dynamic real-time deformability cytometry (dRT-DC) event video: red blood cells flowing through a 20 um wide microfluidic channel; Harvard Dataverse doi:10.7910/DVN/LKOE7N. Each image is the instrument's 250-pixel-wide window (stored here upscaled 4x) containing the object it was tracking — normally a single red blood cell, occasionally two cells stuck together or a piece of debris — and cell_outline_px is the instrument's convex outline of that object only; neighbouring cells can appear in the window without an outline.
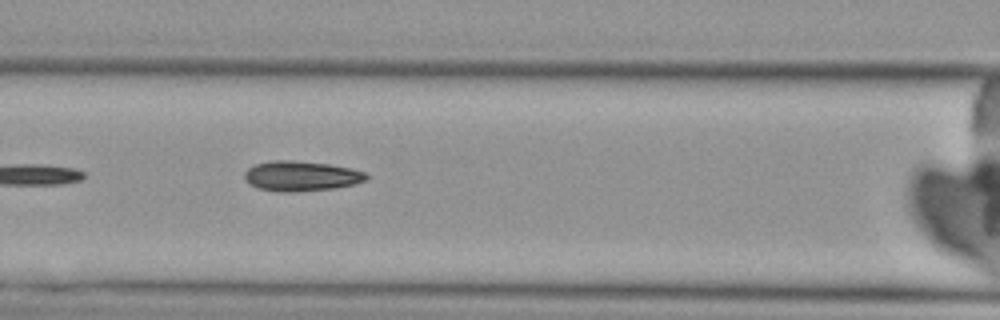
{"species": "Egyptian fruit bat (a non-hibernating species)", "species_latin": "Rousettus aegyptiacus", "temperature_condition": "cold", "stored_images_in_passage": 5, "camera_frame_rate_fps": 3000, "um_per_image_px": 0.085, "animal": {"sex": "female"}, "frame": {"image": 1, "passage_image": 5, "time_ms": 4.667, "image_size_px": [1000, 320], "cell_outline_px": [[368, 180], [352, 184], [332, 188], [288, 192], [284, 192], [260, 188], [248, 184], [244, 176], [244, 172], [248, 168], [256, 164], [268, 160], [292, 160], [328, 164], [352, 168], [364, 172], [368, 176]], "centroid_in_image_um": [25.57, 14.94], "position_along_channel_um": 141.0, "area_um2": 21.15}}